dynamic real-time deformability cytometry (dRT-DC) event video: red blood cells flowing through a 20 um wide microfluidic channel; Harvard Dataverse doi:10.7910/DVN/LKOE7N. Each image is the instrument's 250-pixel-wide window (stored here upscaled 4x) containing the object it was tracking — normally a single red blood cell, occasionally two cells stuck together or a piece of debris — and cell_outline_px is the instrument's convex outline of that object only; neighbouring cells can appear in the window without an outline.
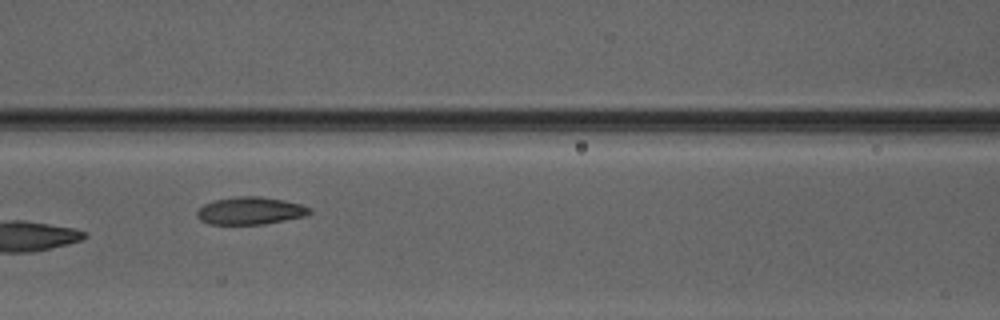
{"species": "Egyptian fruit bat (a non-hibernating species)", "species_latin": "Rousettus aegyptiacus", "temperature_condition": "warm", "stored_images_in_passage": 9, "camera_frame_rate_fps": 3000, "um_per_image_px": 0.085, "animal": {"sex": "male"}, "frame": {"image": 1, "passage_image": 7, "time_ms": 8.0, "image_size_px": [1000, 320], "cell_outline_px": [[312, 212], [304, 216], [264, 224], [208, 224], [200, 220], [196, 216], [196, 212], [204, 204], [216, 200], [236, 196], [260, 196], [284, 200], [300, 204], [312, 208]], "centroid_in_image_um": [21.27, 17.91], "position_along_channel_um": 145.3, "area_um2": 18.03}}
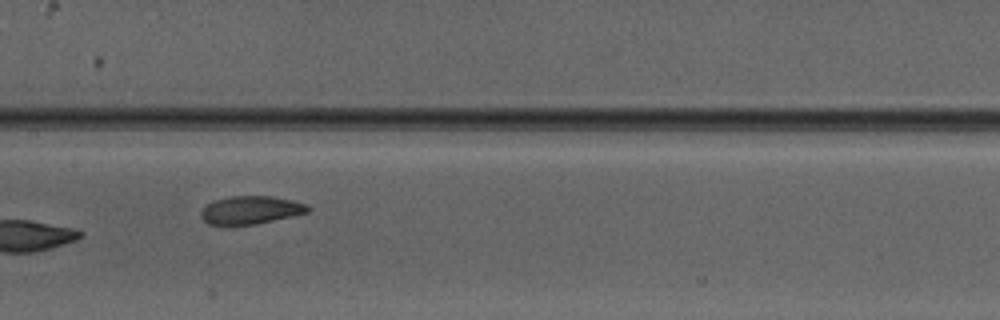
{"frame": {"image": 2, "passage_image": 8, "time_ms": 9.0, "image_size_px": [1000, 320], "cell_outline_px": [[312, 208], [308, 212], [292, 216], [256, 224], [208, 224], [200, 216], [200, 212], [208, 204], [216, 200], [232, 196], [272, 196], [292, 200], [308, 204]], "centroid_in_image_um": [21.36, 17.84], "position_along_channel_um": 186.0, "area_um2": 17.28}}
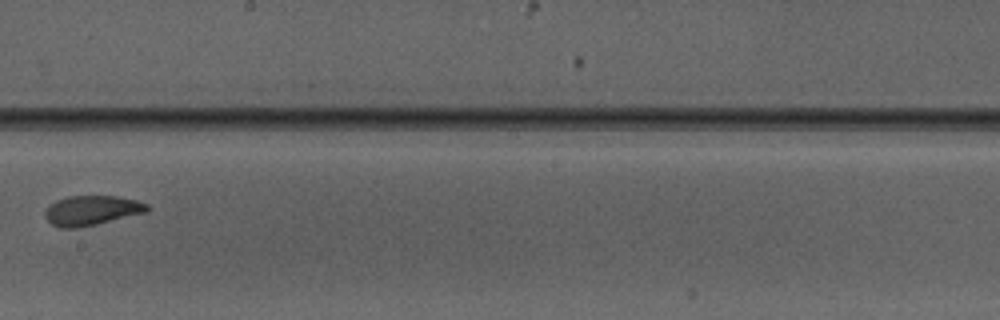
{"frame": {"image": 3, "passage_image": 9, "time_ms": 10.333, "image_size_px": [1000, 320], "cell_outline_px": [[152, 208], [148, 212], [96, 224], [76, 228], [60, 228], [52, 224], [44, 216], [44, 212], [56, 200], [68, 196], [116, 196], [136, 200], [148, 204]], "centroid_in_image_um": [7.83, 17.88], "position_along_channel_um": 240.4, "area_um2": 17.69}}